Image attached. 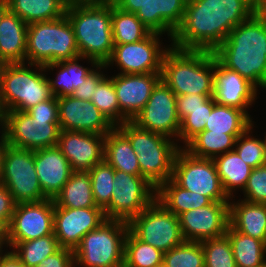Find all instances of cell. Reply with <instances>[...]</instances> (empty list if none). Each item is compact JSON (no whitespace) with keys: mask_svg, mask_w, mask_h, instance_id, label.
Segmentation results:
<instances>
[{"mask_svg":"<svg viewBox=\"0 0 266 267\" xmlns=\"http://www.w3.org/2000/svg\"><path fill=\"white\" fill-rule=\"evenodd\" d=\"M254 14L252 0H187L171 46L213 52L236 26Z\"/></svg>","mask_w":266,"mask_h":267,"instance_id":"6da1fadb","label":"cell"},{"mask_svg":"<svg viewBox=\"0 0 266 267\" xmlns=\"http://www.w3.org/2000/svg\"><path fill=\"white\" fill-rule=\"evenodd\" d=\"M213 54L224 67L266 90V20L260 14L236 26Z\"/></svg>","mask_w":266,"mask_h":267,"instance_id":"7a4b0ae2","label":"cell"},{"mask_svg":"<svg viewBox=\"0 0 266 267\" xmlns=\"http://www.w3.org/2000/svg\"><path fill=\"white\" fill-rule=\"evenodd\" d=\"M65 15L73 27L79 55L106 64L114 48L112 1L69 2Z\"/></svg>","mask_w":266,"mask_h":267,"instance_id":"3957f363","label":"cell"},{"mask_svg":"<svg viewBox=\"0 0 266 267\" xmlns=\"http://www.w3.org/2000/svg\"><path fill=\"white\" fill-rule=\"evenodd\" d=\"M215 56L212 51L168 46L162 59L161 80L176 96L214 95Z\"/></svg>","mask_w":266,"mask_h":267,"instance_id":"277c9868","label":"cell"},{"mask_svg":"<svg viewBox=\"0 0 266 267\" xmlns=\"http://www.w3.org/2000/svg\"><path fill=\"white\" fill-rule=\"evenodd\" d=\"M116 127L127 137L136 153L142 177L156 188L172 178L175 156L182 148L176 140L140 128L132 121Z\"/></svg>","mask_w":266,"mask_h":267,"instance_id":"5b68a950","label":"cell"},{"mask_svg":"<svg viewBox=\"0 0 266 267\" xmlns=\"http://www.w3.org/2000/svg\"><path fill=\"white\" fill-rule=\"evenodd\" d=\"M26 64L14 63L2 66L0 106L3 113L7 111L27 112L38 103L53 96L44 67L37 64L28 63V66Z\"/></svg>","mask_w":266,"mask_h":267,"instance_id":"8992f818","label":"cell"},{"mask_svg":"<svg viewBox=\"0 0 266 267\" xmlns=\"http://www.w3.org/2000/svg\"><path fill=\"white\" fill-rule=\"evenodd\" d=\"M78 56L74 30L66 15L28 25L26 63L44 66Z\"/></svg>","mask_w":266,"mask_h":267,"instance_id":"52a82bcc","label":"cell"},{"mask_svg":"<svg viewBox=\"0 0 266 267\" xmlns=\"http://www.w3.org/2000/svg\"><path fill=\"white\" fill-rule=\"evenodd\" d=\"M128 230V222L107 219L88 232L73 251L75 267H124Z\"/></svg>","mask_w":266,"mask_h":267,"instance_id":"ba28073f","label":"cell"},{"mask_svg":"<svg viewBox=\"0 0 266 267\" xmlns=\"http://www.w3.org/2000/svg\"><path fill=\"white\" fill-rule=\"evenodd\" d=\"M172 179L180 187L204 195L212 202H230L214 160L195 157L183 147L175 156Z\"/></svg>","mask_w":266,"mask_h":267,"instance_id":"9c48e42d","label":"cell"},{"mask_svg":"<svg viewBox=\"0 0 266 267\" xmlns=\"http://www.w3.org/2000/svg\"><path fill=\"white\" fill-rule=\"evenodd\" d=\"M0 128L10 146L33 151L57 146L61 131L59 119H35L23 111L4 112Z\"/></svg>","mask_w":266,"mask_h":267,"instance_id":"30bf717a","label":"cell"},{"mask_svg":"<svg viewBox=\"0 0 266 267\" xmlns=\"http://www.w3.org/2000/svg\"><path fill=\"white\" fill-rule=\"evenodd\" d=\"M156 200V187L142 176L115 170L110 203L105 218L129 222Z\"/></svg>","mask_w":266,"mask_h":267,"instance_id":"8fae6325","label":"cell"},{"mask_svg":"<svg viewBox=\"0 0 266 267\" xmlns=\"http://www.w3.org/2000/svg\"><path fill=\"white\" fill-rule=\"evenodd\" d=\"M128 225L139 240L163 253L184 241L178 216L167 211L157 200L134 216Z\"/></svg>","mask_w":266,"mask_h":267,"instance_id":"7c38bea8","label":"cell"},{"mask_svg":"<svg viewBox=\"0 0 266 267\" xmlns=\"http://www.w3.org/2000/svg\"><path fill=\"white\" fill-rule=\"evenodd\" d=\"M1 183L9 190L16 204L47 199L40 187L33 150L8 145Z\"/></svg>","mask_w":266,"mask_h":267,"instance_id":"4fadbf2b","label":"cell"},{"mask_svg":"<svg viewBox=\"0 0 266 267\" xmlns=\"http://www.w3.org/2000/svg\"><path fill=\"white\" fill-rule=\"evenodd\" d=\"M162 34L151 32L146 38L136 43L114 44L111 58L106 67L115 63L118 74L161 73L162 59L166 47H161ZM164 48V49H163Z\"/></svg>","mask_w":266,"mask_h":267,"instance_id":"5bb4252c","label":"cell"},{"mask_svg":"<svg viewBox=\"0 0 266 267\" xmlns=\"http://www.w3.org/2000/svg\"><path fill=\"white\" fill-rule=\"evenodd\" d=\"M122 11L135 13L150 32L172 39L181 24L187 0H111Z\"/></svg>","mask_w":266,"mask_h":267,"instance_id":"9a60e30c","label":"cell"},{"mask_svg":"<svg viewBox=\"0 0 266 267\" xmlns=\"http://www.w3.org/2000/svg\"><path fill=\"white\" fill-rule=\"evenodd\" d=\"M132 122L140 128L174 138L177 142L180 119L176 108V95L161 80Z\"/></svg>","mask_w":266,"mask_h":267,"instance_id":"2e32d148","label":"cell"},{"mask_svg":"<svg viewBox=\"0 0 266 267\" xmlns=\"http://www.w3.org/2000/svg\"><path fill=\"white\" fill-rule=\"evenodd\" d=\"M54 200L17 203L8 225L10 248L16 243L37 239L54 233Z\"/></svg>","mask_w":266,"mask_h":267,"instance_id":"e0dca14e","label":"cell"},{"mask_svg":"<svg viewBox=\"0 0 266 267\" xmlns=\"http://www.w3.org/2000/svg\"><path fill=\"white\" fill-rule=\"evenodd\" d=\"M106 220L101 207L66 208L54 202V235L62 248L74 251L83 236Z\"/></svg>","mask_w":266,"mask_h":267,"instance_id":"ac0fdd59","label":"cell"},{"mask_svg":"<svg viewBox=\"0 0 266 267\" xmlns=\"http://www.w3.org/2000/svg\"><path fill=\"white\" fill-rule=\"evenodd\" d=\"M185 241H203L226 234L229 226V202H211L178 215Z\"/></svg>","mask_w":266,"mask_h":267,"instance_id":"d6986e66","label":"cell"},{"mask_svg":"<svg viewBox=\"0 0 266 267\" xmlns=\"http://www.w3.org/2000/svg\"><path fill=\"white\" fill-rule=\"evenodd\" d=\"M119 103V125L132 121L144 108L161 73L117 74L111 76Z\"/></svg>","mask_w":266,"mask_h":267,"instance_id":"ffe728a7","label":"cell"},{"mask_svg":"<svg viewBox=\"0 0 266 267\" xmlns=\"http://www.w3.org/2000/svg\"><path fill=\"white\" fill-rule=\"evenodd\" d=\"M57 100L61 130L106 135L115 127L91 101L72 95Z\"/></svg>","mask_w":266,"mask_h":267,"instance_id":"44dd1931","label":"cell"},{"mask_svg":"<svg viewBox=\"0 0 266 267\" xmlns=\"http://www.w3.org/2000/svg\"><path fill=\"white\" fill-rule=\"evenodd\" d=\"M105 135L61 130L57 147L73 171L91 170L104 160Z\"/></svg>","mask_w":266,"mask_h":267,"instance_id":"7402d4cb","label":"cell"},{"mask_svg":"<svg viewBox=\"0 0 266 267\" xmlns=\"http://www.w3.org/2000/svg\"><path fill=\"white\" fill-rule=\"evenodd\" d=\"M257 90L251 82L215 58L213 98L216 104L238 108L251 118L246 109L257 99Z\"/></svg>","mask_w":266,"mask_h":267,"instance_id":"603a6c76","label":"cell"},{"mask_svg":"<svg viewBox=\"0 0 266 267\" xmlns=\"http://www.w3.org/2000/svg\"><path fill=\"white\" fill-rule=\"evenodd\" d=\"M34 165L47 199L54 200L74 172L57 146L35 150Z\"/></svg>","mask_w":266,"mask_h":267,"instance_id":"cb8c5ba5","label":"cell"},{"mask_svg":"<svg viewBox=\"0 0 266 267\" xmlns=\"http://www.w3.org/2000/svg\"><path fill=\"white\" fill-rule=\"evenodd\" d=\"M28 25L9 10L0 19V62L25 63Z\"/></svg>","mask_w":266,"mask_h":267,"instance_id":"d4e9b609","label":"cell"},{"mask_svg":"<svg viewBox=\"0 0 266 267\" xmlns=\"http://www.w3.org/2000/svg\"><path fill=\"white\" fill-rule=\"evenodd\" d=\"M84 59H87V61H89L88 63H91L92 68L84 67L79 64L78 61ZM98 65L99 63L94 59L82 56L44 65L43 67L46 72L49 70L53 71L54 68L59 69L55 79H50V77H48L51 94L55 97L72 95L74 90L86 81L87 76L92 73L95 70L94 68Z\"/></svg>","mask_w":266,"mask_h":267,"instance_id":"484cf974","label":"cell"},{"mask_svg":"<svg viewBox=\"0 0 266 267\" xmlns=\"http://www.w3.org/2000/svg\"><path fill=\"white\" fill-rule=\"evenodd\" d=\"M229 202V224L238 232L266 243V204Z\"/></svg>","mask_w":266,"mask_h":267,"instance_id":"4316f807","label":"cell"},{"mask_svg":"<svg viewBox=\"0 0 266 267\" xmlns=\"http://www.w3.org/2000/svg\"><path fill=\"white\" fill-rule=\"evenodd\" d=\"M137 159L129 140L116 126L105 135L104 160L115 170L141 176Z\"/></svg>","mask_w":266,"mask_h":267,"instance_id":"83f0119b","label":"cell"},{"mask_svg":"<svg viewBox=\"0 0 266 267\" xmlns=\"http://www.w3.org/2000/svg\"><path fill=\"white\" fill-rule=\"evenodd\" d=\"M156 200L176 216L207 206L212 202L204 195L180 187L172 178L156 188Z\"/></svg>","mask_w":266,"mask_h":267,"instance_id":"f1b7e54d","label":"cell"},{"mask_svg":"<svg viewBox=\"0 0 266 267\" xmlns=\"http://www.w3.org/2000/svg\"><path fill=\"white\" fill-rule=\"evenodd\" d=\"M8 10L16 14L27 25L51 21L66 13L68 0H7Z\"/></svg>","mask_w":266,"mask_h":267,"instance_id":"f546056e","label":"cell"},{"mask_svg":"<svg viewBox=\"0 0 266 267\" xmlns=\"http://www.w3.org/2000/svg\"><path fill=\"white\" fill-rule=\"evenodd\" d=\"M213 160L225 193L232 198L231 200L235 199L233 193L237 189L243 191L253 168L246 164L235 150L219 155Z\"/></svg>","mask_w":266,"mask_h":267,"instance_id":"4dcf8cb0","label":"cell"},{"mask_svg":"<svg viewBox=\"0 0 266 267\" xmlns=\"http://www.w3.org/2000/svg\"><path fill=\"white\" fill-rule=\"evenodd\" d=\"M225 235L237 267H266V243L236 231L230 224Z\"/></svg>","mask_w":266,"mask_h":267,"instance_id":"1f68e13d","label":"cell"},{"mask_svg":"<svg viewBox=\"0 0 266 267\" xmlns=\"http://www.w3.org/2000/svg\"><path fill=\"white\" fill-rule=\"evenodd\" d=\"M59 207L92 208L99 207L94 202L90 175L84 171H74L54 198Z\"/></svg>","mask_w":266,"mask_h":267,"instance_id":"d6a6232c","label":"cell"},{"mask_svg":"<svg viewBox=\"0 0 266 267\" xmlns=\"http://www.w3.org/2000/svg\"><path fill=\"white\" fill-rule=\"evenodd\" d=\"M252 120L243 110L215 104L204 130H210V133L241 135L252 126Z\"/></svg>","mask_w":266,"mask_h":267,"instance_id":"836d02e7","label":"cell"},{"mask_svg":"<svg viewBox=\"0 0 266 267\" xmlns=\"http://www.w3.org/2000/svg\"><path fill=\"white\" fill-rule=\"evenodd\" d=\"M239 136L225 133H210V130H204L186 146L183 145V148L195 157L214 159L219 155L234 150L236 139Z\"/></svg>","mask_w":266,"mask_h":267,"instance_id":"e575fe53","label":"cell"},{"mask_svg":"<svg viewBox=\"0 0 266 267\" xmlns=\"http://www.w3.org/2000/svg\"><path fill=\"white\" fill-rule=\"evenodd\" d=\"M112 33L114 44L136 43L151 32L135 13L122 11L112 2Z\"/></svg>","mask_w":266,"mask_h":267,"instance_id":"d590c367","label":"cell"},{"mask_svg":"<svg viewBox=\"0 0 266 267\" xmlns=\"http://www.w3.org/2000/svg\"><path fill=\"white\" fill-rule=\"evenodd\" d=\"M57 238L54 233L16 243L11 250L17 258L24 263L27 267H36L42 263L47 256H50L60 249Z\"/></svg>","mask_w":266,"mask_h":267,"instance_id":"8d00e7d4","label":"cell"},{"mask_svg":"<svg viewBox=\"0 0 266 267\" xmlns=\"http://www.w3.org/2000/svg\"><path fill=\"white\" fill-rule=\"evenodd\" d=\"M163 252L139 240L130 230L125 238L124 267H159Z\"/></svg>","mask_w":266,"mask_h":267,"instance_id":"74e56055","label":"cell"},{"mask_svg":"<svg viewBox=\"0 0 266 267\" xmlns=\"http://www.w3.org/2000/svg\"><path fill=\"white\" fill-rule=\"evenodd\" d=\"M215 104V100L212 96L203 103L200 108L177 109L180 119L178 143L182 141L186 146L195 136L204 131L207 119Z\"/></svg>","mask_w":266,"mask_h":267,"instance_id":"f35d334b","label":"cell"},{"mask_svg":"<svg viewBox=\"0 0 266 267\" xmlns=\"http://www.w3.org/2000/svg\"><path fill=\"white\" fill-rule=\"evenodd\" d=\"M164 267H205L204 251L200 241H183L163 253Z\"/></svg>","mask_w":266,"mask_h":267,"instance_id":"ab89813d","label":"cell"},{"mask_svg":"<svg viewBox=\"0 0 266 267\" xmlns=\"http://www.w3.org/2000/svg\"><path fill=\"white\" fill-rule=\"evenodd\" d=\"M87 172L91 179L94 202L104 209L110 203L113 193L115 169L103 160Z\"/></svg>","mask_w":266,"mask_h":267,"instance_id":"60d3db41","label":"cell"},{"mask_svg":"<svg viewBox=\"0 0 266 267\" xmlns=\"http://www.w3.org/2000/svg\"><path fill=\"white\" fill-rule=\"evenodd\" d=\"M205 267H237L229 238L224 235L200 241Z\"/></svg>","mask_w":266,"mask_h":267,"instance_id":"b9f144b4","label":"cell"},{"mask_svg":"<svg viewBox=\"0 0 266 267\" xmlns=\"http://www.w3.org/2000/svg\"><path fill=\"white\" fill-rule=\"evenodd\" d=\"M91 102L114 125H119V103L111 77L105 76L92 93Z\"/></svg>","mask_w":266,"mask_h":267,"instance_id":"7bdbcfd3","label":"cell"},{"mask_svg":"<svg viewBox=\"0 0 266 267\" xmlns=\"http://www.w3.org/2000/svg\"><path fill=\"white\" fill-rule=\"evenodd\" d=\"M253 124L254 121L252 126L236 139L234 150L246 164L256 168L266 164V150L263 140L250 135L253 133Z\"/></svg>","mask_w":266,"mask_h":267,"instance_id":"ee69618b","label":"cell"},{"mask_svg":"<svg viewBox=\"0 0 266 267\" xmlns=\"http://www.w3.org/2000/svg\"><path fill=\"white\" fill-rule=\"evenodd\" d=\"M242 192L244 193L243 200L266 204V164L252 169Z\"/></svg>","mask_w":266,"mask_h":267,"instance_id":"f6af8a7d","label":"cell"},{"mask_svg":"<svg viewBox=\"0 0 266 267\" xmlns=\"http://www.w3.org/2000/svg\"><path fill=\"white\" fill-rule=\"evenodd\" d=\"M102 69L103 71L107 69L105 64H99L95 70L87 76L86 81L74 90L72 96L76 99L91 101L92 93L96 91L98 83L107 75L103 74L104 72L101 71Z\"/></svg>","mask_w":266,"mask_h":267,"instance_id":"bcb514c9","label":"cell"},{"mask_svg":"<svg viewBox=\"0 0 266 267\" xmlns=\"http://www.w3.org/2000/svg\"><path fill=\"white\" fill-rule=\"evenodd\" d=\"M27 112L35 119H59L57 97L52 96L30 108Z\"/></svg>","mask_w":266,"mask_h":267,"instance_id":"7dc6e473","label":"cell"},{"mask_svg":"<svg viewBox=\"0 0 266 267\" xmlns=\"http://www.w3.org/2000/svg\"><path fill=\"white\" fill-rule=\"evenodd\" d=\"M36 267H75L73 250L61 247Z\"/></svg>","mask_w":266,"mask_h":267,"instance_id":"c3c4849f","label":"cell"},{"mask_svg":"<svg viewBox=\"0 0 266 267\" xmlns=\"http://www.w3.org/2000/svg\"><path fill=\"white\" fill-rule=\"evenodd\" d=\"M16 203L9 190L0 183V219L10 224Z\"/></svg>","mask_w":266,"mask_h":267,"instance_id":"681fc988","label":"cell"},{"mask_svg":"<svg viewBox=\"0 0 266 267\" xmlns=\"http://www.w3.org/2000/svg\"><path fill=\"white\" fill-rule=\"evenodd\" d=\"M213 95H197V94H186L176 96V108L177 109H195L202 107Z\"/></svg>","mask_w":266,"mask_h":267,"instance_id":"f907efd6","label":"cell"},{"mask_svg":"<svg viewBox=\"0 0 266 267\" xmlns=\"http://www.w3.org/2000/svg\"><path fill=\"white\" fill-rule=\"evenodd\" d=\"M0 267H27L12 251L0 252Z\"/></svg>","mask_w":266,"mask_h":267,"instance_id":"816d5d0a","label":"cell"},{"mask_svg":"<svg viewBox=\"0 0 266 267\" xmlns=\"http://www.w3.org/2000/svg\"><path fill=\"white\" fill-rule=\"evenodd\" d=\"M0 183H1V179H2V175H3V165H4V156L8 147V142L6 139V136L4 134V132L2 131V129L0 128Z\"/></svg>","mask_w":266,"mask_h":267,"instance_id":"f5cc1de1","label":"cell"},{"mask_svg":"<svg viewBox=\"0 0 266 267\" xmlns=\"http://www.w3.org/2000/svg\"><path fill=\"white\" fill-rule=\"evenodd\" d=\"M3 246L10 247L8 241V225L0 219V252H3Z\"/></svg>","mask_w":266,"mask_h":267,"instance_id":"db71d44e","label":"cell"},{"mask_svg":"<svg viewBox=\"0 0 266 267\" xmlns=\"http://www.w3.org/2000/svg\"><path fill=\"white\" fill-rule=\"evenodd\" d=\"M255 14H260L266 8V0H252Z\"/></svg>","mask_w":266,"mask_h":267,"instance_id":"11a10c76","label":"cell"},{"mask_svg":"<svg viewBox=\"0 0 266 267\" xmlns=\"http://www.w3.org/2000/svg\"><path fill=\"white\" fill-rule=\"evenodd\" d=\"M7 10H8L7 0H0V19Z\"/></svg>","mask_w":266,"mask_h":267,"instance_id":"9f6ffc18","label":"cell"},{"mask_svg":"<svg viewBox=\"0 0 266 267\" xmlns=\"http://www.w3.org/2000/svg\"><path fill=\"white\" fill-rule=\"evenodd\" d=\"M3 111H2V108H1V106H0V126H1V123H2V121H3Z\"/></svg>","mask_w":266,"mask_h":267,"instance_id":"6f0895ef","label":"cell"},{"mask_svg":"<svg viewBox=\"0 0 266 267\" xmlns=\"http://www.w3.org/2000/svg\"><path fill=\"white\" fill-rule=\"evenodd\" d=\"M260 15L266 20V8L260 13Z\"/></svg>","mask_w":266,"mask_h":267,"instance_id":"680465c9","label":"cell"},{"mask_svg":"<svg viewBox=\"0 0 266 267\" xmlns=\"http://www.w3.org/2000/svg\"><path fill=\"white\" fill-rule=\"evenodd\" d=\"M69 2H73V1H103V0H68Z\"/></svg>","mask_w":266,"mask_h":267,"instance_id":"91938a15","label":"cell"},{"mask_svg":"<svg viewBox=\"0 0 266 267\" xmlns=\"http://www.w3.org/2000/svg\"><path fill=\"white\" fill-rule=\"evenodd\" d=\"M263 142H264V146H265V150H266V136L264 137Z\"/></svg>","mask_w":266,"mask_h":267,"instance_id":"94428289","label":"cell"},{"mask_svg":"<svg viewBox=\"0 0 266 267\" xmlns=\"http://www.w3.org/2000/svg\"><path fill=\"white\" fill-rule=\"evenodd\" d=\"M2 66H3V64L0 62V72H1Z\"/></svg>","mask_w":266,"mask_h":267,"instance_id":"6125c7cd","label":"cell"}]
</instances>
